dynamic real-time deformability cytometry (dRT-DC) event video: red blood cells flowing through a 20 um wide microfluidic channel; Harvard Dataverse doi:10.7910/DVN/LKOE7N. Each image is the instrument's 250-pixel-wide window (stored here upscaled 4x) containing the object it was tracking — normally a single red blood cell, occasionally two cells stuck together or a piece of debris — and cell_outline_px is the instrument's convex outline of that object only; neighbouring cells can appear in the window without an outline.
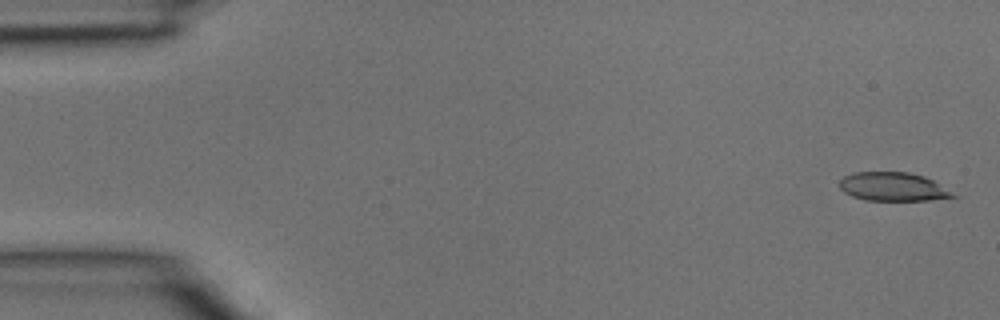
{"species": "common noctule bat (a hibernating species)", "species_latin": "Nyctalus noctula", "temperature_condition": "room temperature", "stored_images_in_passage": 39, "camera_frame_rate_fps": 3000, "um_per_image_px": 0.085, "animal": {"sex": "male", "body_mass_g": 15.6}, "frame": {"image": 1, "passage_image": 1, "time_ms": 0.0, "image_size_px": [1000, 320], "cell_outline_px": [[960, 196], [928, 200], [864, 200], [852, 196], [844, 192], [840, 188], [840, 180], [844, 176], [852, 172], [908, 172], [924, 176], [932, 180]], "centroid_in_image_um": [75.89, 15.87], "position_along_channel_um": 9.1, "area_um2": 18.9}}
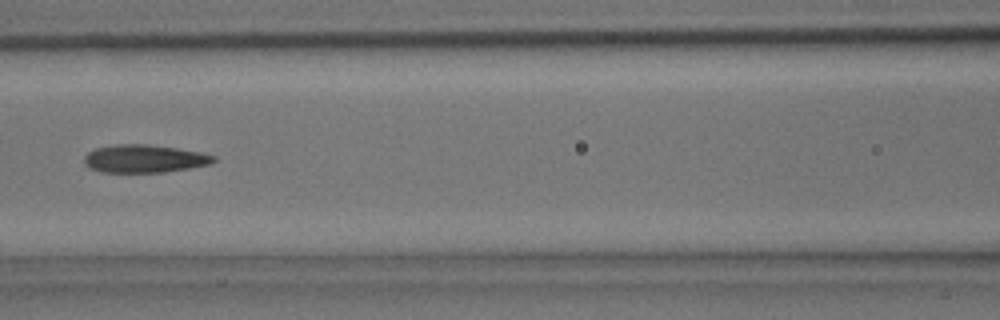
{"frame": {"image": 2, "passage_image": 17, "time_ms": 5.333, "image_size_px": [1000, 320], "cell_outline_px": [[216, 160], [212, 164], [164, 172], [100, 172], [88, 168], [84, 164], [84, 156], [88, 152], [96, 148], [116, 144], [148, 144], [176, 148], [200, 152], [216, 156]], "centroid_in_image_um": [12.25, 13.49], "position_along_channel_um": 154.3, "area_um2": 21.15}}
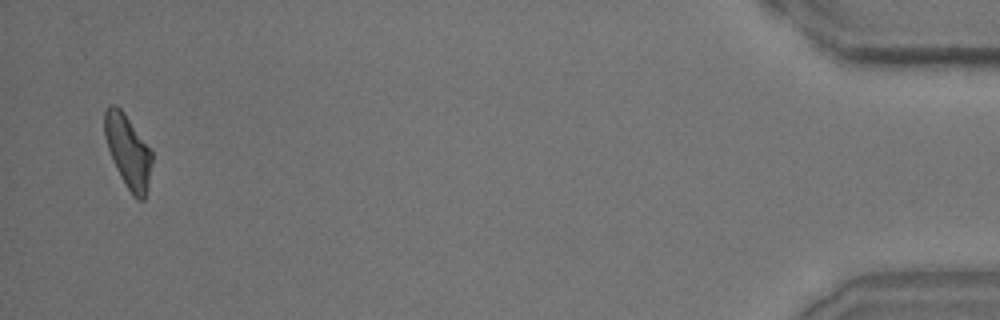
{"frame": {"image": 3, "passage_image": 38, "time_ms": 12.333, "image_size_px": [1000, 320], "cell_outline_px": [[152, 160], [144, 200], [136, 200], [132, 196], [124, 184], [112, 160], [104, 136], [104, 112], [108, 104], [116, 104], [124, 112], [152, 152]], "centroid_in_image_um": [10.84, 12.85], "position_along_channel_um": 424.4, "area_um2": 20.06}}